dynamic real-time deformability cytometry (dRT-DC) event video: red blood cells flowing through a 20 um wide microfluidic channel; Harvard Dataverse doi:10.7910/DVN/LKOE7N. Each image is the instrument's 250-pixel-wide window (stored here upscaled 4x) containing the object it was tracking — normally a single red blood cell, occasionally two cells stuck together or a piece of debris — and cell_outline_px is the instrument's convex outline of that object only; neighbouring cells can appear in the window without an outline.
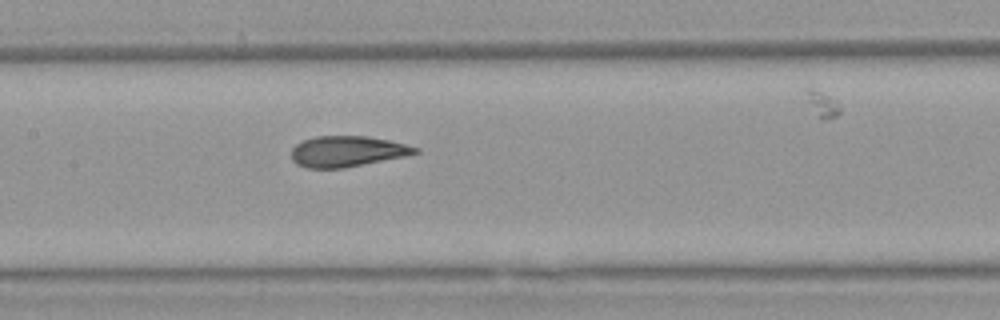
{"species": "Egyptian fruit bat (a non-hibernating species)", "species_latin": "Rousettus aegyptiacus", "temperature_condition": "warm", "stored_images_in_passage": 8, "segment_of_instrument_passage": [1, 2], "camera_frame_rate_fps": 3000, "um_per_image_px": 0.085, "animal": {"sex": "female"}, "frame": {"image": 1, "passage_image": 7, "time_ms": 2.0, "image_size_px": [1000, 320], "cell_outline_px": [[420, 152], [404, 156], [344, 168], [304, 168], [296, 164], [292, 160], [292, 148], [296, 144], [304, 140], [316, 136], [368, 136], [388, 140], [420, 148]], "centroid_in_image_um": [29.49, 12.87], "position_along_channel_um": 177.9, "area_um2": 22.14}}